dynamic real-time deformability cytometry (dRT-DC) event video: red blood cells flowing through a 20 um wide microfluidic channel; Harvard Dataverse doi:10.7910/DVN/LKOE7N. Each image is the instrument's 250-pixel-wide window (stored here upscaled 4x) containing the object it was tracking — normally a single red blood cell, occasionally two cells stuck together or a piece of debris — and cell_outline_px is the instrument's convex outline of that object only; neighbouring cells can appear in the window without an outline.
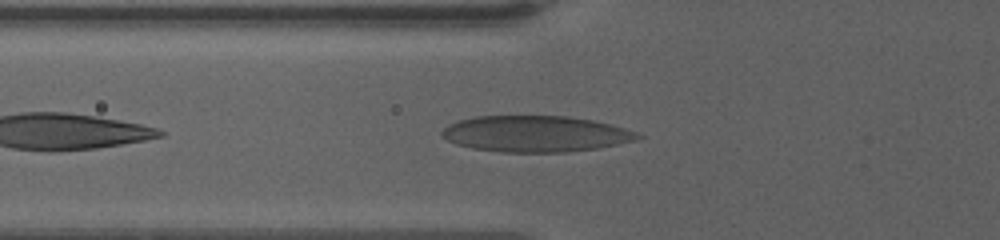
{"species": "human", "species_latin": "Homo sapiens", "temperature_condition": "warm", "stored_images_in_passage": 41, "camera_frame_rate_fps": 3000, "um_per_image_px": 0.085, "donor": {"sex": "female"}, "frame": {"image": 1, "passage_image": 4, "time_ms": 1.0, "image_size_px": [1000, 240], "cell_outline_px": [[644, 136], [636, 140], [596, 148], [568, 152], [500, 152], [472, 148], [456, 144], [440, 136], [440, 132], [448, 124], [460, 120], [476, 116], [568, 116], [592, 120], [624, 128], [636, 132]], "centroid_in_image_um": [45.48, 11.38], "position_along_channel_um": 80.3, "area_um2": 41.15}}
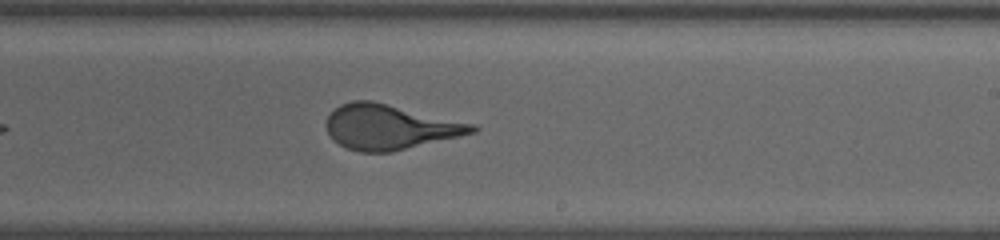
{"frame": {"image": 2, "passage_image": 19, "time_ms": 6.0, "image_size_px": [1000, 240], "cell_outline_px": [[480, 128], [476, 132], [460, 136], [392, 152], [360, 152], [348, 148], [340, 144], [328, 132], [324, 124], [328, 116], [340, 104], [352, 100], [372, 100], [476, 124]], "centroid_in_image_um": [33.15, 10.78], "position_along_channel_um": 255.8, "area_um2": 38.15}}
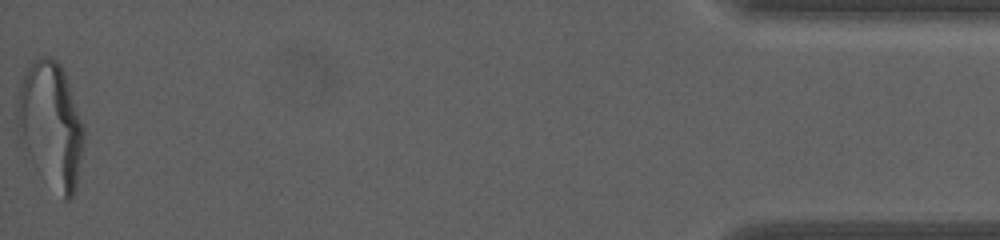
{"frame": {"image": 3, "passage_image": 41, "time_ms": 13.333, "image_size_px": [1000, 240], "cell_outline_px": [[84, 148], [76, 188], [72, 196], [68, 200], [64, 200], [24, 136], [16, 120], [20, 84], [28, 68], [40, 56], [52, 56], [60, 64], [64, 72], [84, 128]], "centroid_in_image_um": [4.42, 10.45], "position_along_channel_um": 430.8, "area_um2": 45.26}}